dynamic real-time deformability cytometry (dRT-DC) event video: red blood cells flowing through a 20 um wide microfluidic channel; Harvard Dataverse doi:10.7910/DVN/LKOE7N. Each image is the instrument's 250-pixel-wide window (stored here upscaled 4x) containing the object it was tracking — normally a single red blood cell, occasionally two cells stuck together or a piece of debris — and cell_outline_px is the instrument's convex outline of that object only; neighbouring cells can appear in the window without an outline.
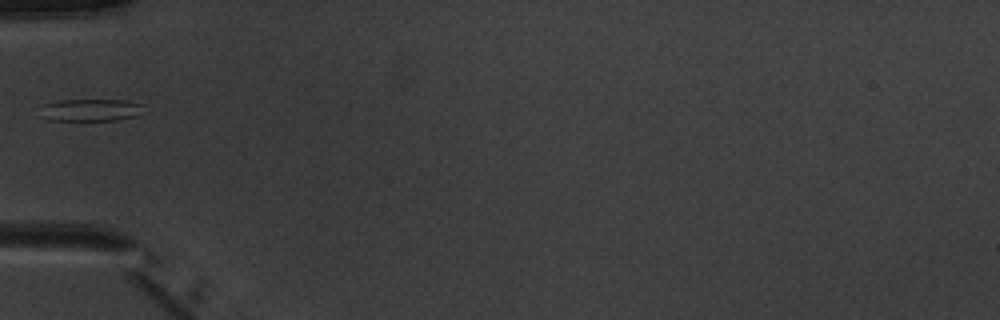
{"species": "common noctule bat (a hibernating species)", "species_latin": "Nyctalus noctula", "temperature_condition": "warm", "stored_images_in_passage": 5, "camera_frame_rate_fps": 3000, "um_per_image_px": 0.085, "animal": {"sex": "male", "body_mass_g": 20.1, "forearm_length_mm": 53.5}, "frame": {"image": 1, "passage_image": 5, "time_ms": 5.333, "image_size_px": [1000, 320], "cell_outline_px": [[144, 104], [136, 116], [116, 120], [48, 120], [40, 116], [44, 104], [60, 100], [124, 100]], "centroid_in_image_um": [7.68, 9.35], "position_along_channel_um": 77.3, "area_um2": 13.24}}